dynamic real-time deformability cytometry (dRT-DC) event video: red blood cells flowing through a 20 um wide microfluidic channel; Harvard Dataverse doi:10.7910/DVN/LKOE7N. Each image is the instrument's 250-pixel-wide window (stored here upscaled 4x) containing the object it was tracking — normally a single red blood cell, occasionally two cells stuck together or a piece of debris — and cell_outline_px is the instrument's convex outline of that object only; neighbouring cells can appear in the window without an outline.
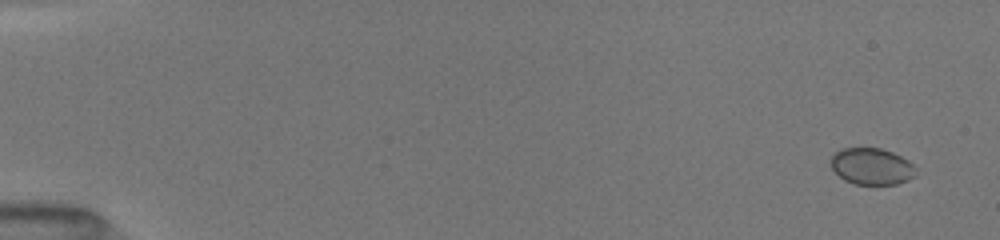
{"species": "common noctule bat (a hibernating species)", "species_latin": "Nyctalus noctula", "temperature_condition": "room temperature", "stored_images_in_passage": 9, "camera_frame_rate_fps": 3000, "um_per_image_px": 0.085, "animal": {"sex": "female", "body_mass_g": 19.5, "forearm_length_mm": 54.1}, "frame": {"image": 1, "passage_image": 2, "time_ms": 0.667, "image_size_px": [1000, 240], "cell_outline_px": [[916, 168], [912, 176], [908, 180], [896, 184], [856, 184], [844, 180], [832, 168], [832, 156], [836, 152], [844, 148], [880, 148], [892, 152], [908, 160]], "centroid_in_image_um": [74.1, 14.14], "position_along_channel_um": 10.9, "area_um2": 17.8}}